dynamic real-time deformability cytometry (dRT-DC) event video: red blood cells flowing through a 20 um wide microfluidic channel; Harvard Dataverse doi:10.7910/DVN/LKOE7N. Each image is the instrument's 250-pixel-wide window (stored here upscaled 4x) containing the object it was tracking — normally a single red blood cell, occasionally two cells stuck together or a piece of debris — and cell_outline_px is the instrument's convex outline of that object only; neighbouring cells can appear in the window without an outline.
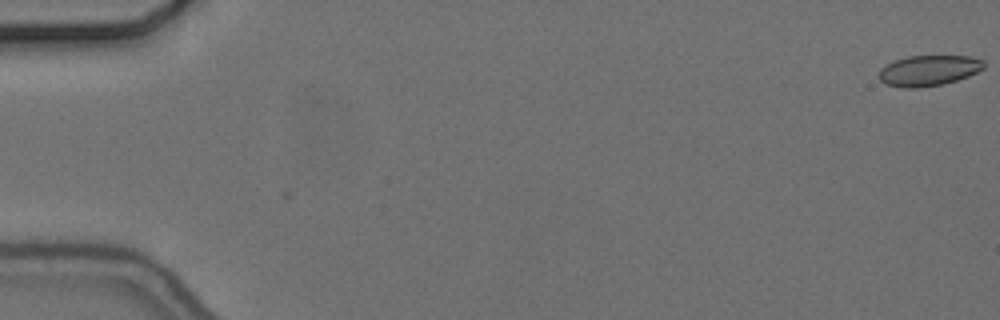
{"species": "common noctule bat (a hibernating species)", "species_latin": "Nyctalus noctula", "temperature_condition": "cold", "stored_images_in_passage": 3, "camera_frame_rate_fps": 3000, "um_per_image_px": 0.085, "animal": {"sex": "female", "body_mass_g": 24.6, "forearm_length_mm": 56.2}, "frame": {"image": 1, "passage_image": 1, "time_ms": 0.0, "image_size_px": [1000, 320], "cell_outline_px": [[984, 68], [968, 76], [944, 84], [916, 88], [904, 88], [884, 84], [880, 80], [880, 68], [896, 60], [908, 56], [968, 56], [984, 60]], "centroid_in_image_um": [78.93, 6.0], "position_along_channel_um": 6.1, "area_um2": 18.61}}